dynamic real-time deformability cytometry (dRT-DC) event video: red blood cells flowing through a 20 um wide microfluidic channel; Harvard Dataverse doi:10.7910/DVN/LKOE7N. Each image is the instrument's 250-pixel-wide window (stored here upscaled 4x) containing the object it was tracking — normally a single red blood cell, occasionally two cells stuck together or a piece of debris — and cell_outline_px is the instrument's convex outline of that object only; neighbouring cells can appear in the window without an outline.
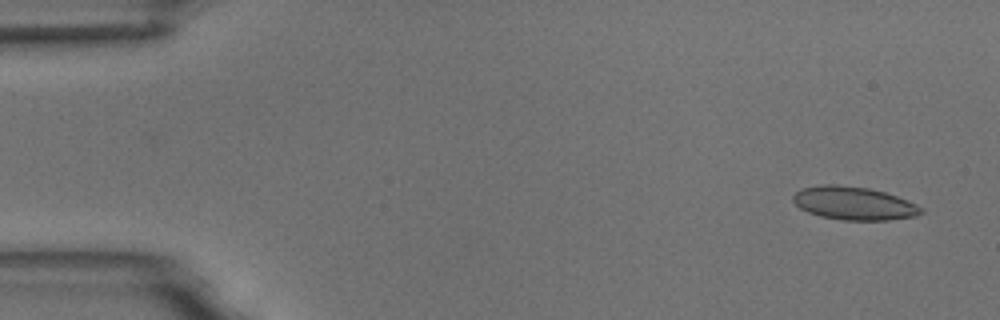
{"species": "common noctule bat (a hibernating species)", "species_latin": "Nyctalus noctula", "temperature_condition": "room temperature", "stored_images_in_passage": 2, "camera_frame_rate_fps": 3000, "um_per_image_px": 0.085, "animal": {"sex": "male", "body_mass_g": 18.8}, "frame": {"image": 1, "passage_image": 1, "time_ms": 0.0, "image_size_px": [1000, 320], "cell_outline_px": [[924, 212], [916, 216], [888, 220], [840, 220], [820, 216], [808, 212], [800, 208], [792, 200], [792, 196], [800, 188], [824, 184], [836, 184], [868, 188], [884, 192], [896, 196], [916, 204], [924, 208]], "centroid_in_image_um": [72.57, 17.28], "position_along_channel_um": 12.4, "area_um2": 24.85}}